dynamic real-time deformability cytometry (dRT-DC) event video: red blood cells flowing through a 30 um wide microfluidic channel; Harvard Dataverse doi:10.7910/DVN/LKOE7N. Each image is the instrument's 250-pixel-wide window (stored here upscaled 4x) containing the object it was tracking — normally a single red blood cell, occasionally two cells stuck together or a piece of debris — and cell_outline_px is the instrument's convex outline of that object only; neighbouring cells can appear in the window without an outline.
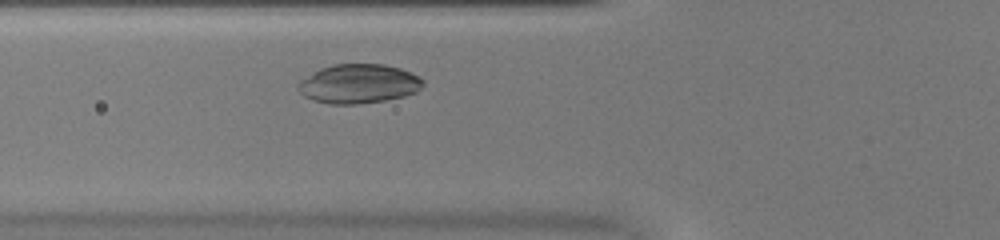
{"species": "common noctule bat (a hibernating species)", "species_latin": "Nyctalus noctula", "temperature_condition": "warm", "stored_images_in_passage": 30, "camera_frame_rate_fps": 3000, "um_per_image_px": 0.085, "animal": {"sex": "female", "body_mass_g": 20.0, "forearm_length_mm": 54.0}, "frame": {"image": 1, "passage_image": 6, "time_ms": 1.667, "image_size_px": [1000, 240], "cell_outline_px": [[424, 84], [416, 92], [404, 96], [384, 100], [356, 104], [328, 104], [312, 100], [304, 96], [296, 88], [296, 84], [300, 80], [320, 68], [332, 64], [384, 64], [400, 68], [424, 80]], "centroid_in_image_um": [30.44, 7.12], "position_along_channel_um": 95.4, "area_um2": 28.55}}
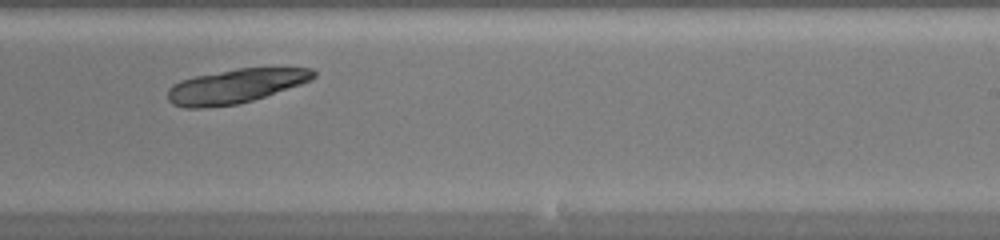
{"frame": {"image": 2, "passage_image": 19, "time_ms": 6.0, "image_size_px": [1000, 240], "cell_outline_px": [[316, 76], [312, 80], [252, 100], [236, 104], [200, 108], [184, 108], [172, 104], [168, 100], [168, 88], [172, 84], [180, 80], [196, 76], [236, 68], [312, 68], [316, 72]], "centroid_in_image_um": [19.98, 7.32], "position_along_channel_um": 269.0, "area_um2": 28.84}}
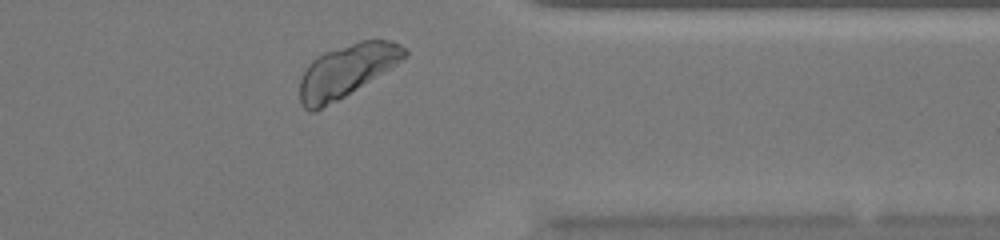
{"frame": {"image": 3, "passage_image": 28, "time_ms": 9.0, "image_size_px": [1000, 240], "cell_outline_px": [[408, 56], [396, 64], [344, 96], [316, 112], [308, 112], [304, 108], [300, 100], [300, 80], [308, 64], [316, 56], [324, 52], [360, 40], [392, 40], [400, 44], [408, 52]], "centroid_in_image_um": [29.43, 6.01], "position_along_channel_um": 382.0, "area_um2": 31.79}}